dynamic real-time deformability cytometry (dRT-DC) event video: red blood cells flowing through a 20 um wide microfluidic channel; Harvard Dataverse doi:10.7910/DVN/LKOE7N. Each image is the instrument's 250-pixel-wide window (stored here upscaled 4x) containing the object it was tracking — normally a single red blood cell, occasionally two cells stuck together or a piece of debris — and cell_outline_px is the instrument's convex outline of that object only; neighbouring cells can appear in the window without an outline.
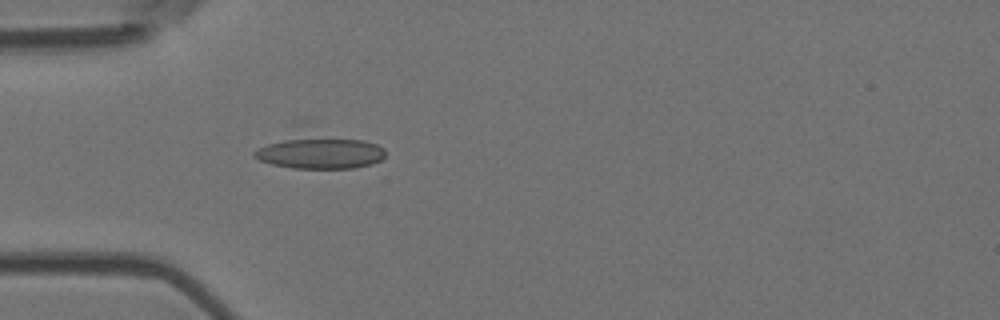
{"species": "Egyptian fruit bat (a non-hibernating species)", "species_latin": "Rousettus aegyptiacus", "temperature_condition": "room temperature", "stored_images_in_passage": 7, "camera_frame_rate_fps": 3000, "um_per_image_px": 0.085, "animal": {"sex": "female"}, "frame": {"image": 1, "passage_image": 7, "time_ms": 2.0, "image_size_px": [1000, 320], "cell_outline_px": [[384, 156], [380, 160], [372, 164], [352, 168], [292, 168], [272, 164], [260, 160], [252, 156], [252, 152], [268, 144], [284, 140], [304, 136], [312, 136], [364, 140], [376, 144], [384, 148]], "centroid_in_image_um": [27.23, 13.0], "position_along_channel_um": 57.8, "area_um2": 23.99}}